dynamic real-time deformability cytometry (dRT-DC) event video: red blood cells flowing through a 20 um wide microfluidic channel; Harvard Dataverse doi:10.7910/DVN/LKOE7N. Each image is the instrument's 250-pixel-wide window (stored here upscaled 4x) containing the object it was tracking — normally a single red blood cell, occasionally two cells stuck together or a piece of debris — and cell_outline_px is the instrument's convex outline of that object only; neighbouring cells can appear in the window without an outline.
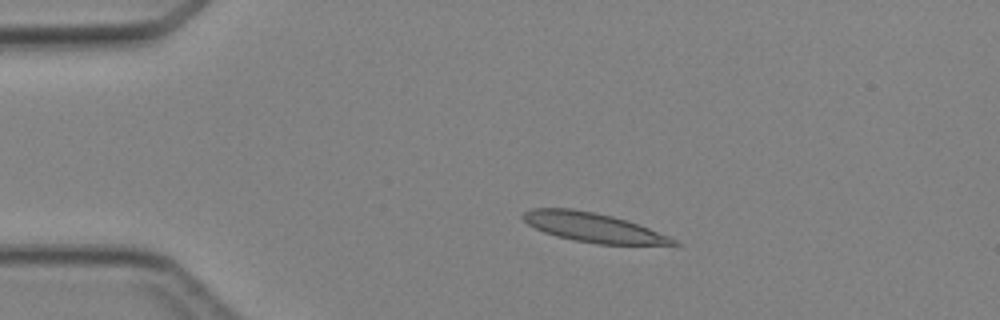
{"species": "Egyptian fruit bat (a non-hibernating species)", "species_latin": "Rousettus aegyptiacus", "temperature_condition": "cold", "stored_images_in_passage": 3, "camera_frame_rate_fps": 3000, "um_per_image_px": 0.085, "animal": {"sex": "female"}, "frame": {"image": 1, "passage_image": 2, "time_ms": 1.0, "image_size_px": [1000, 320], "cell_outline_px": [[680, 244], [596, 244], [556, 236], [544, 232], [528, 224], [520, 216], [524, 212], [532, 208], [572, 208], [612, 216], [628, 220], [668, 236], [676, 240]], "centroid_in_image_um": [50.36, 19.31], "position_along_channel_um": 34.6, "area_um2": 25.26}}